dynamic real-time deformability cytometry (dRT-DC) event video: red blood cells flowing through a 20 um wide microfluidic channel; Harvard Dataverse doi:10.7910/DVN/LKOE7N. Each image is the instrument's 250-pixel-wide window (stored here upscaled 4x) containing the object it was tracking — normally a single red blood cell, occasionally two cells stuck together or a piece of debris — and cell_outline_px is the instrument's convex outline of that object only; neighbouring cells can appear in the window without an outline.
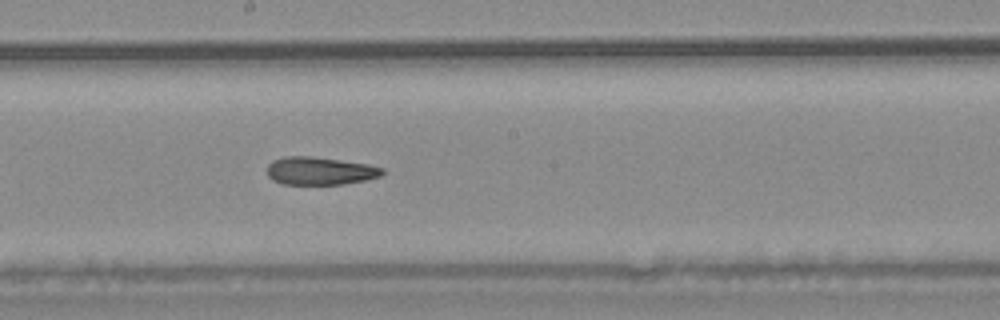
{"species": "common noctule bat (a hibernating species)", "species_latin": "Nyctalus noctula", "temperature_condition": "warm", "stored_images_in_passage": 36, "camera_frame_rate_fps": 3000, "um_per_image_px": 0.085, "animal": {"sex": "male", "body_mass_g": 20.4}, "frame": {"image": 1, "passage_image": 16, "time_ms": 5.0, "image_size_px": [1000, 320], "cell_outline_px": [[384, 172], [380, 176], [368, 180], [344, 184], [284, 184], [272, 180], [268, 176], [268, 164], [272, 160], [284, 156], [312, 156], [368, 164], [384, 168]], "centroid_in_image_um": [27.2, 14.52], "position_along_channel_um": 221.0, "area_um2": 18.84}, "authors_computed_cell_mechanics": {"area_um2": 19.7387, "velocity_mm_per_s": 3.7335, "shape_relaxation_time_tau1_ms": null, "shape_relaxation_time_tau2_ms": 5.1496, "deformation_change_tau1": null, "deformation_change_tau2": 0.15}}